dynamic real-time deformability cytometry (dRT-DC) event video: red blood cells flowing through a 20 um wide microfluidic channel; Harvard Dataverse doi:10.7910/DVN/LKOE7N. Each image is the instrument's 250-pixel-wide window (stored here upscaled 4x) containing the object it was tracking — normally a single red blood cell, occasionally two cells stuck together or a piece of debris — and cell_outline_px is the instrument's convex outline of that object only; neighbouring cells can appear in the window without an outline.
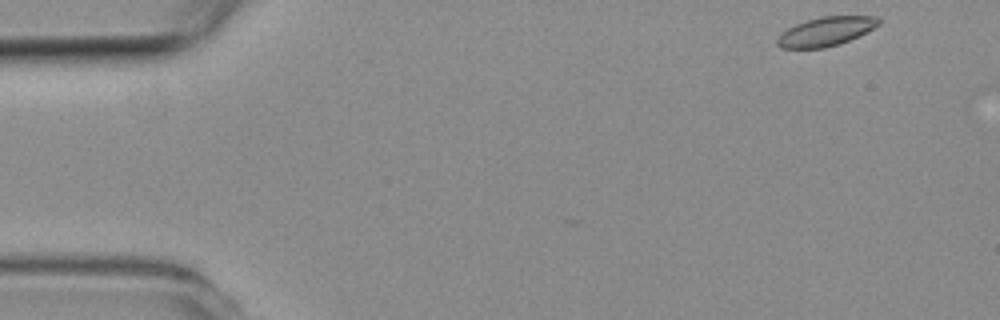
{"species": "common noctule bat (a hibernating species)", "species_latin": "Nyctalus noctula", "temperature_condition": "room temperature", "stored_images_in_passage": 4, "camera_frame_rate_fps": 3000, "um_per_image_px": 0.085, "animal": {"sex": "female", "body_mass_g": 19.3, "forearm_length_mm": 54.1}, "frame": {"image": 1, "passage_image": 1, "time_ms": 0.0, "image_size_px": [1000, 320], "cell_outline_px": [[880, 24], [840, 44], [824, 48], [780, 48], [776, 44], [776, 40], [788, 28], [796, 24], [820, 16], [876, 16], [880, 20]], "centroid_in_image_um": [70.18, 2.67], "position_along_channel_um": 14.8, "area_um2": 16.82}}
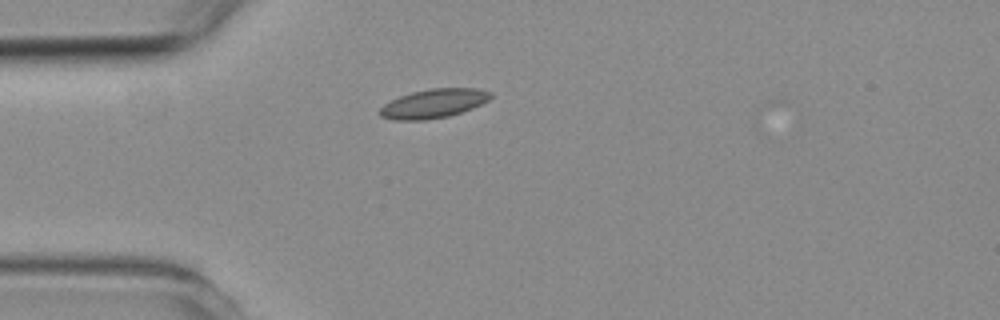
{"frame": {"image": 2, "passage_image": 4, "time_ms": 3.333, "image_size_px": [1000, 320], "cell_outline_px": [[492, 96], [488, 100], [472, 108], [448, 116], [424, 120], [396, 120], [380, 116], [380, 108], [384, 104], [400, 96], [412, 92], [428, 88], [476, 88], [492, 92]], "centroid_in_image_um": [36.86, 8.79], "position_along_channel_um": 48.1, "area_um2": 18.55}}